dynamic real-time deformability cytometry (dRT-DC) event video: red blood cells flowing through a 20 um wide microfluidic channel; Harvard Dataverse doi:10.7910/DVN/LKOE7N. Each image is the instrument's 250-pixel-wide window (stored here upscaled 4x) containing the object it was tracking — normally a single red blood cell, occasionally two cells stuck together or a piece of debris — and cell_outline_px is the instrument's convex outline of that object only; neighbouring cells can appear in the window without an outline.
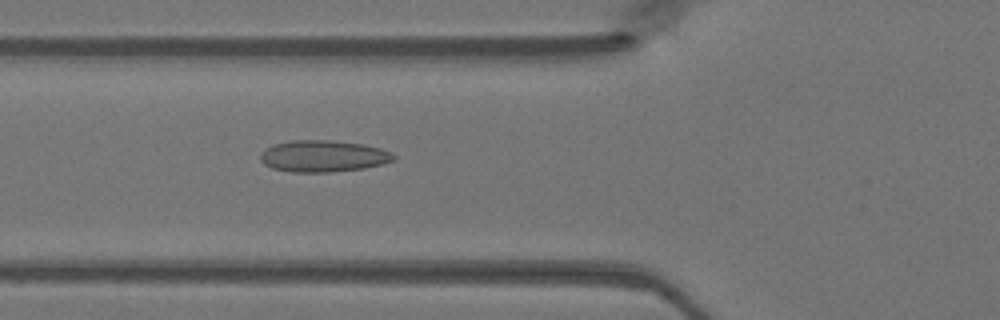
{"species": "Egyptian fruit bat (a non-hibernating species)", "species_latin": "Rousettus aegyptiacus", "temperature_condition": "warm", "stored_images_in_passage": 48, "camera_frame_rate_fps": 3000, "um_per_image_px": 0.085, "animal": {"sex": "female"}, "frame": {"image": 1, "passage_image": 18, "time_ms": 5.667, "image_size_px": [1000, 320], "cell_outline_px": [[396, 160], [384, 164], [364, 168], [332, 172], [292, 172], [272, 168], [264, 164], [260, 160], [260, 152], [264, 148], [272, 144], [292, 140], [328, 140], [360, 144], [380, 148], [392, 152], [396, 156]], "centroid_in_image_um": [27.46, 13.27], "position_along_channel_um": 98.3, "area_um2": 24.8}}
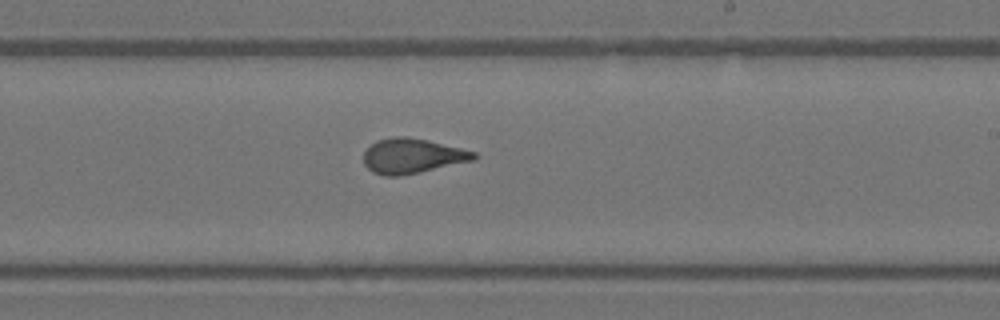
{"frame": {"image": 2, "passage_image": 29, "time_ms": 9.333, "image_size_px": [1000, 320], "cell_outline_px": [[476, 160], [420, 172], [400, 176], [384, 176], [372, 172], [364, 164], [364, 152], [376, 140], [396, 136], [408, 136], [428, 140], [476, 152]], "centroid_in_image_um": [35.04, 13.26], "position_along_channel_um": 254.0, "area_um2": 22.48}}
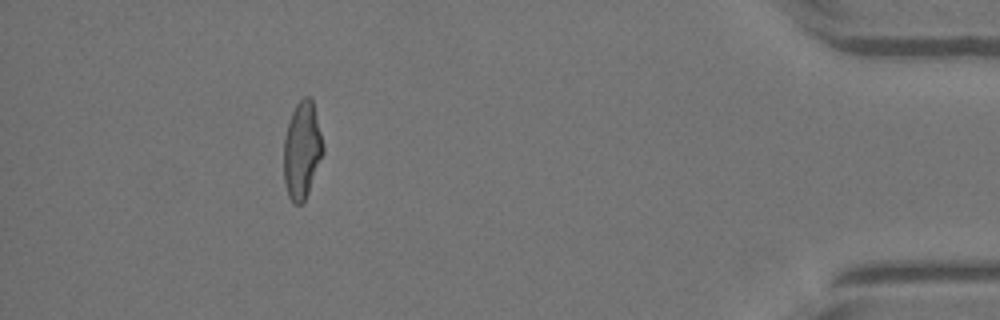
{"frame": {"image": 3, "passage_image": 44, "time_ms": 14.333, "image_size_px": [1000, 320], "cell_outline_px": [[324, 152], [308, 192], [304, 200], [300, 204], [292, 204], [288, 196], [284, 180], [284, 136], [292, 112], [296, 104], [304, 96], [308, 96], [312, 100], [324, 144]], "centroid_in_image_um": [25.67, 12.77], "position_along_channel_um": 409.5, "area_um2": 22.14}}